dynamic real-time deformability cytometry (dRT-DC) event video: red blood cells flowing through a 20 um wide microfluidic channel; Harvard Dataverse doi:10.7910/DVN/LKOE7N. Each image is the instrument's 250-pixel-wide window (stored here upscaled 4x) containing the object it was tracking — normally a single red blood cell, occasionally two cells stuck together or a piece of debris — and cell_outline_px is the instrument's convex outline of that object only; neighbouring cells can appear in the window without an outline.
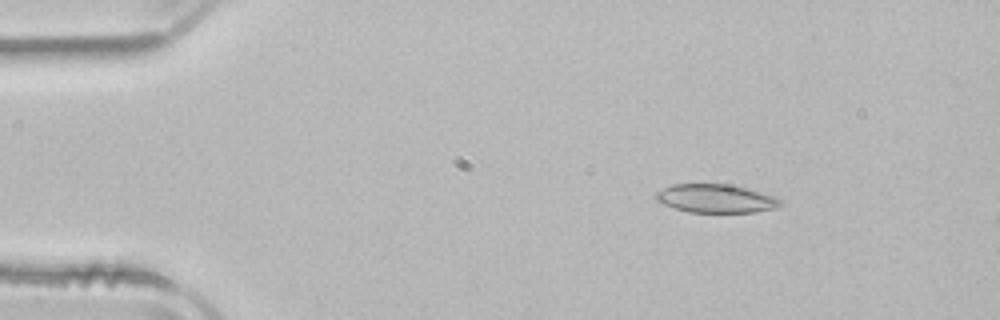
{"species": "common noctule bat (a hibernating species)", "species_latin": "Nyctalus noctula", "temperature_condition": "room temperature", "stored_images_in_passage": 14, "camera_frame_rate_fps": 3000, "um_per_image_px": 0.085, "animal": {"sex": "male", "body_mass_g": 21.5, "forearm_length_mm": 52.0}, "frame": {"image": 1, "passage_image": 7, "time_ms": 2.0, "image_size_px": [1000, 320], "cell_outline_px": [[784, 204], [776, 208], [756, 212], [688, 212], [664, 204], [656, 200], [652, 196], [656, 192], [672, 184], [728, 184], [744, 188], [772, 196], [780, 200]], "centroid_in_image_um": [60.81, 16.88], "position_along_channel_um": 24.2, "area_um2": 20.46}}